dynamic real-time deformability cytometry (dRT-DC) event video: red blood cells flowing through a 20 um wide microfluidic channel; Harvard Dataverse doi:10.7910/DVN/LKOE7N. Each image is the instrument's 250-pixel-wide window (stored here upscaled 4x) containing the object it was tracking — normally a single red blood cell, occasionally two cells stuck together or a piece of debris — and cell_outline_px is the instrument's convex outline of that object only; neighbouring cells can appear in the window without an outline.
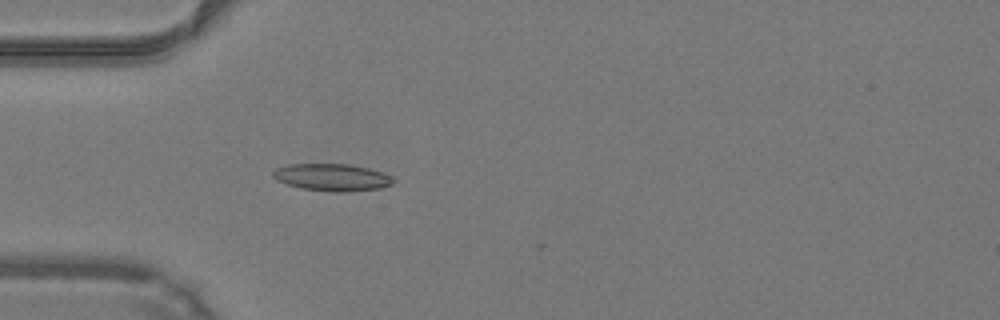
{"species": "common noctule bat (a hibernating species)", "species_latin": "Nyctalus noctula", "temperature_condition": "warm", "stored_images_in_passage": 6, "camera_frame_rate_fps": 3000, "um_per_image_px": 0.085, "animal": {"sex": "male", "body_mass_g": 19.2, "forearm_length_mm": 51.8}, "frame": {"image": 1, "passage_image": 5, "time_ms": 1.333, "image_size_px": [1000, 320], "cell_outline_px": [[396, 180], [392, 184], [380, 188], [348, 192], [332, 192], [300, 188], [276, 180], [272, 176], [272, 172], [276, 168], [288, 164], [352, 164], [384, 172], [392, 176]], "centroid_in_image_um": [28.25, 15.07], "position_along_channel_um": 56.7, "area_um2": 19.31}}